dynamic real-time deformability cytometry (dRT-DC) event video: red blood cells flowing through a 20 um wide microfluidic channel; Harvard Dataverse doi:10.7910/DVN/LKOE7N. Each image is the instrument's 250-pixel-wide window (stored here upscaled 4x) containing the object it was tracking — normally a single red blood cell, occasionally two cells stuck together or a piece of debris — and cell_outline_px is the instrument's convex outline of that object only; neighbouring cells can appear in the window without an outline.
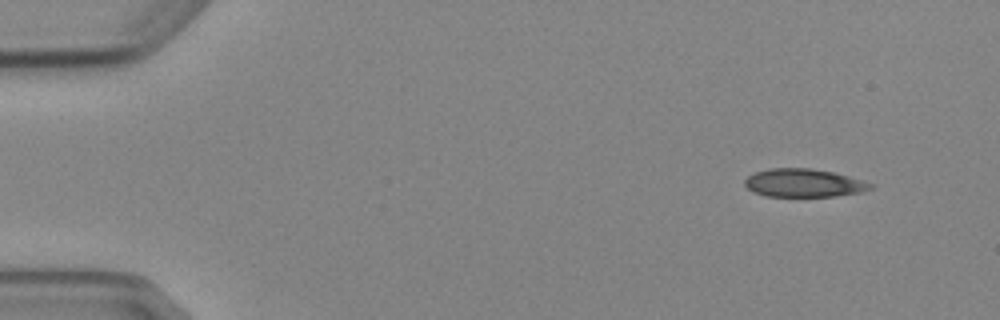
{"species": "Egyptian fruit bat (a non-hibernating species)", "species_latin": "Rousettus aegyptiacus", "temperature_condition": "cold", "stored_images_in_passage": 4, "camera_frame_rate_fps": 3000, "um_per_image_px": 0.085, "animal": {"sex": "female"}, "frame": {"image": 1, "passage_image": 1, "time_ms": 0.0, "image_size_px": [1000, 320], "cell_outline_px": [[876, 184], [872, 188], [860, 192], [836, 196], [764, 196], [752, 192], [744, 184], [744, 180], [748, 176], [756, 172], [768, 168], [808, 168], [832, 172], [848, 176]], "centroid_in_image_um": [68.3, 15.55], "position_along_channel_um": 16.7, "area_um2": 20.63}}
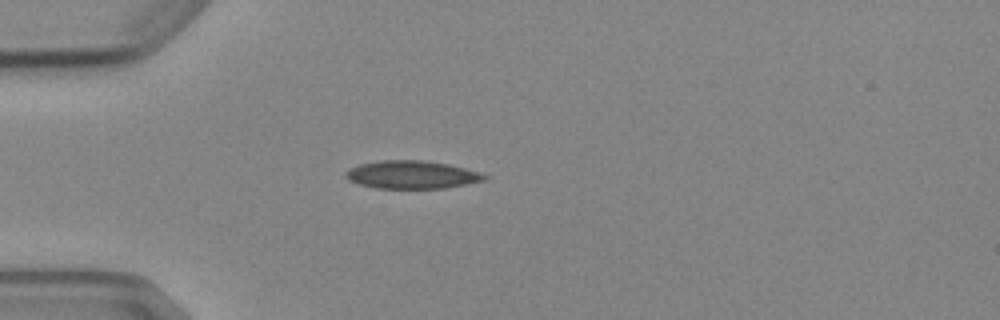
{"frame": {"image": 2, "passage_image": 3, "time_ms": 3.333, "image_size_px": [1000, 320], "cell_outline_px": [[488, 176], [484, 180], [444, 188], [376, 188], [360, 184], [348, 180], [344, 176], [344, 172], [360, 164], [380, 160], [424, 160], [448, 164], [480, 172]], "centroid_in_image_um": [34.98, 14.84], "position_along_channel_um": 50.0, "area_um2": 22.43}}